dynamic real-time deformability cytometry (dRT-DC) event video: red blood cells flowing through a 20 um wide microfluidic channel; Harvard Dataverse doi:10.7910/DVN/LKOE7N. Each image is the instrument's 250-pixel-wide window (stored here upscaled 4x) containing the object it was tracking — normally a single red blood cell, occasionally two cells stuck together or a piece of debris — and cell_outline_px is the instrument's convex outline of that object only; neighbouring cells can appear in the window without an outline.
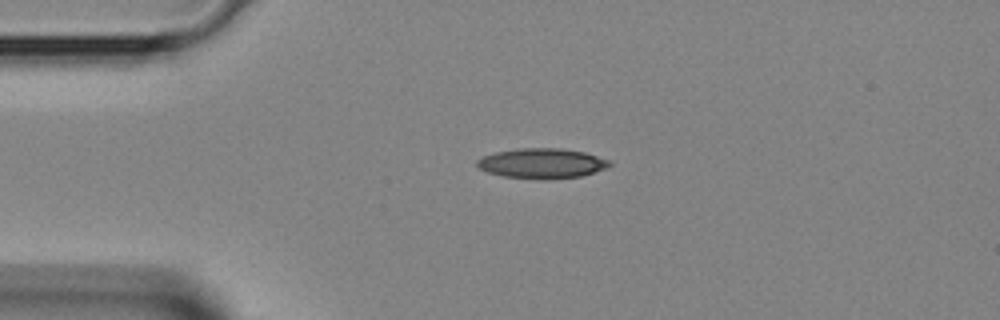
{"species": "Egyptian fruit bat (a non-hibernating species)", "species_latin": "Rousettus aegyptiacus", "temperature_condition": "room temperature", "stored_images_in_passage": 34, "camera_frame_rate_fps": 3000, "um_per_image_px": 0.085, "animal": {"sex": "female"}, "frame": {"image": 1, "passage_image": 1, "time_ms": 0.0, "image_size_px": [1000, 320], "cell_outline_px": [[612, 164], [608, 168], [580, 176], [504, 176], [488, 172], [480, 168], [476, 164], [476, 160], [484, 156], [496, 152], [520, 148], [560, 148], [584, 152], [608, 160]], "centroid_in_image_um": [46.07, 13.83], "position_along_channel_um": 38.9, "area_um2": 21.96}}
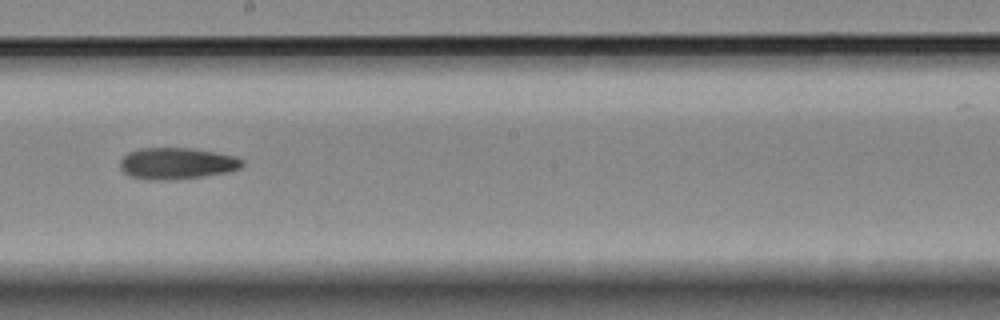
{"frame": {"image": 2, "passage_image": 15, "time_ms": 4.667, "image_size_px": [1000, 320], "cell_outline_px": [[244, 164], [240, 168], [228, 172], [200, 176], [168, 180], [148, 180], [128, 176], [120, 168], [120, 160], [128, 152], [140, 148], [192, 148], [216, 152], [236, 156], [244, 160]], "centroid_in_image_um": [15.02, 13.88], "position_along_channel_um": 233.2, "area_um2": 22.54}}
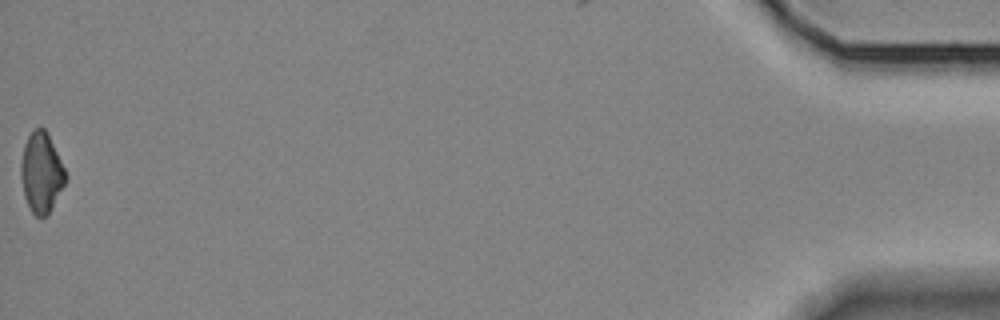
{"frame": {"image": 3, "passage_image": 34, "time_ms": 11.0, "image_size_px": [1000, 320], "cell_outline_px": [[68, 180], [48, 212], [44, 216], [36, 216], [32, 212], [24, 196], [20, 176], [20, 164], [24, 144], [32, 128], [44, 128], [48, 132], [68, 176]], "centroid_in_image_um": [3.52, 14.62], "position_along_channel_um": 431.7, "area_um2": 20.92}}